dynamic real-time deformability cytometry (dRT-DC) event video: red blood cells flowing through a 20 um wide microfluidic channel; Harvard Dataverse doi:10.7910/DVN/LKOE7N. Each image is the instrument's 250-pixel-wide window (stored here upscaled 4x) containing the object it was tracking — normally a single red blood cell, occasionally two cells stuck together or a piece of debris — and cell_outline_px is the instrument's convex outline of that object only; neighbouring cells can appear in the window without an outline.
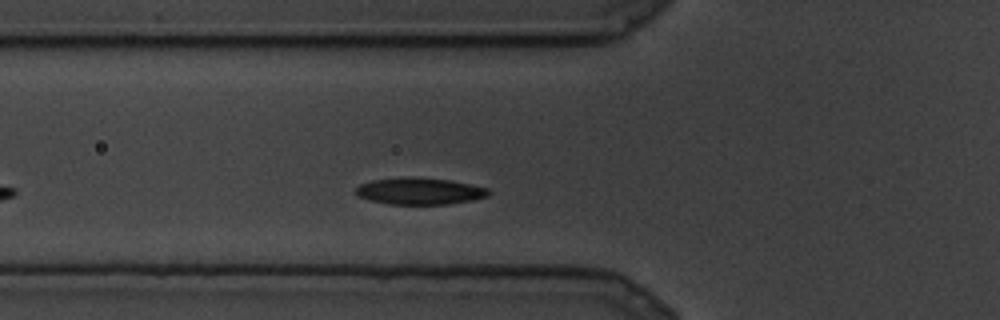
{"species": "common noctule bat (a hibernating species)", "species_latin": "Nyctalus noctula", "temperature_condition": "cold", "stored_images_in_passage": 19, "camera_frame_rate_fps": 3000, "um_per_image_px": 0.085, "animal": {"sex": "male", "body_mass_g": 19.5, "forearm_length_mm": 54.6}, "frame": {"image": 1, "passage_image": 4, "time_ms": 1.0, "image_size_px": [1000, 320], "cell_outline_px": [[492, 192], [488, 196], [472, 200], [448, 204], [388, 204], [372, 200], [360, 196], [356, 192], [356, 188], [360, 184], [372, 180], [408, 176], [412, 176], [448, 180], [472, 184], [488, 188]], "centroid_in_image_um": [35.72, 16.23], "position_along_channel_um": 90.1, "area_um2": 20.69}}
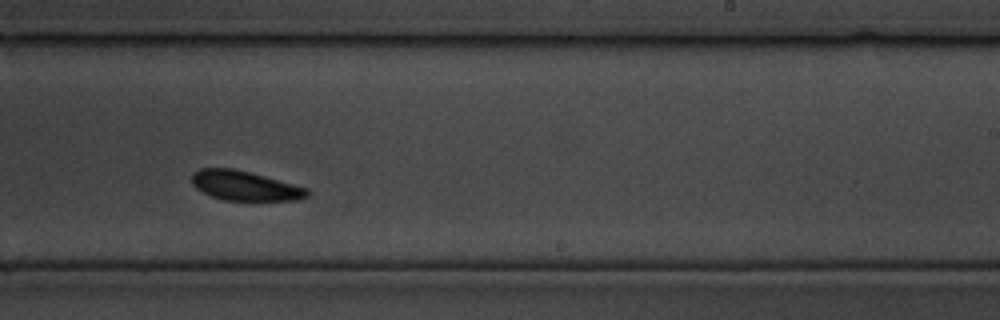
{"frame": {"image": 2, "passage_image": 11, "time_ms": 3.333, "image_size_px": [1000, 320], "cell_outline_px": [[308, 196], [296, 200], [224, 200], [212, 196], [196, 188], [192, 184], [192, 172], [200, 168], [232, 168], [264, 176], [308, 188]], "centroid_in_image_um": [20.78, 15.78], "position_along_channel_um": 268.2, "area_um2": 19.65}}
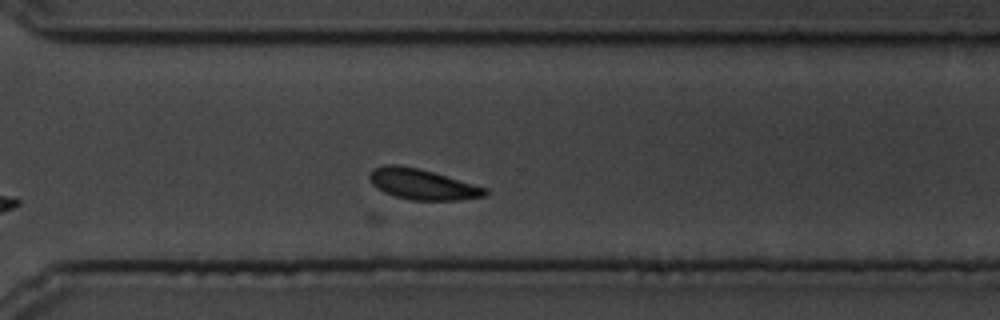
{"frame": {"image": 3, "passage_image": 14, "time_ms": 4.333, "image_size_px": [1000, 320], "cell_outline_px": [[488, 192], [484, 196], [460, 200], [412, 200], [396, 196], [384, 192], [372, 184], [368, 176], [372, 168], [384, 164], [396, 164], [420, 168], [488, 188]], "centroid_in_image_um": [35.88, 15.64], "position_along_channel_um": 334.7, "area_um2": 20.69}}